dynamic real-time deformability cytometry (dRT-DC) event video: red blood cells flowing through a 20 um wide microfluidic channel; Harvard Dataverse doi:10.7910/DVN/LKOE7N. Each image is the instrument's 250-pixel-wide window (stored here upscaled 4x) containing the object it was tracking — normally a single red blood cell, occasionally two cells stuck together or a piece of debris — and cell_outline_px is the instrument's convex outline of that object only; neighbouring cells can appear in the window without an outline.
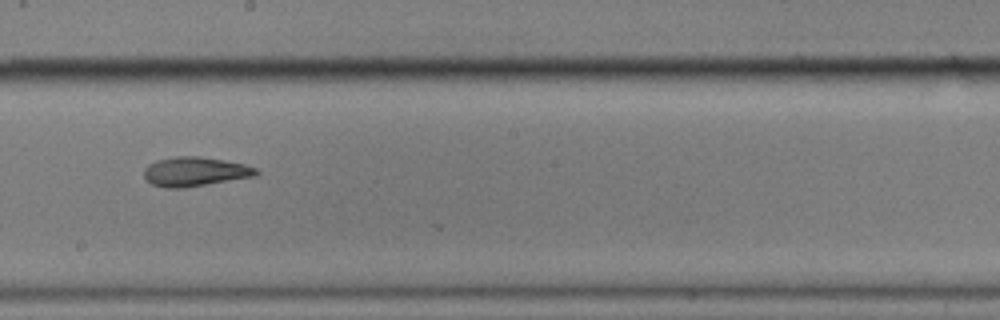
{"species": "common noctule bat (a hibernating species)", "species_latin": "Nyctalus noctula", "temperature_condition": "cold", "stored_images_in_passage": 17, "camera_frame_rate_fps": 3000, "um_per_image_px": 0.085, "animal": {"sex": "male", "body_mass_g": 17.9}, "frame": {"image": 1, "passage_image": 10, "time_ms": 11.667, "image_size_px": [1000, 320], "cell_outline_px": [[260, 172], [256, 176], [184, 188], [164, 188], [152, 184], [144, 176], [144, 168], [148, 164], [156, 160], [176, 156], [200, 156], [224, 160], [244, 164], [256, 168]], "centroid_in_image_um": [16.57, 14.59], "position_along_channel_um": 231.6, "area_um2": 19.25}}
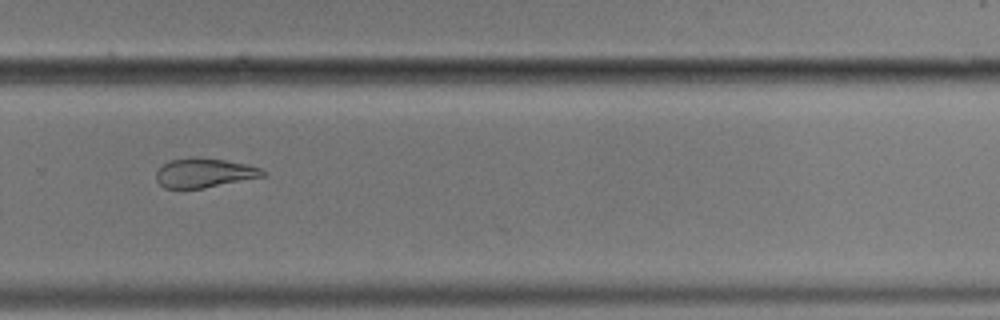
{"frame": {"image": 2, "passage_image": 12, "time_ms": 14.0, "image_size_px": [1000, 320], "cell_outline_px": [[268, 172], [264, 176], [204, 188], [164, 188], [156, 180], [156, 172], [164, 164], [172, 160], [196, 156], [224, 160], [248, 164], [260, 168]], "centroid_in_image_um": [17.38, 14.69], "position_along_channel_um": 312.4, "area_um2": 18.15}, "authors_computed_cell_mechanics": {"area_um2": 18.5538, "velocity_mm_per_s": 3.4692, "shape_relaxation_time_tau1_ms": null, "shape_relaxation_time_tau2_ms": 5.8686, "deformation_change_tau1": null, "deformation_change_tau2": 0.1054}}